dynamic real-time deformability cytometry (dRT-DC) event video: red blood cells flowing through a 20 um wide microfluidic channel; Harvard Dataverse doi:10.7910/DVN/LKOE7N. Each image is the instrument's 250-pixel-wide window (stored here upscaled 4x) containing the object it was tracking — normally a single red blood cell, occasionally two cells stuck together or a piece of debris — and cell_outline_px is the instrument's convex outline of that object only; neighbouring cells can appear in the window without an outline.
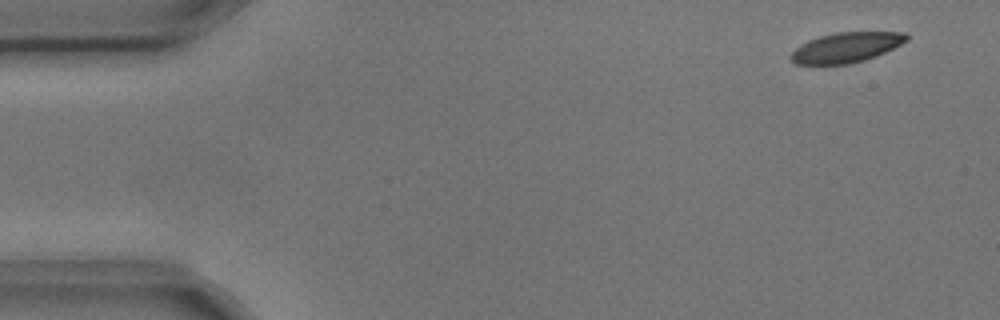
{"species": "common noctule bat (a hibernating species)", "species_latin": "Nyctalus noctula", "temperature_condition": "cold", "stored_images_in_passage": 4, "camera_frame_rate_fps": 3000, "um_per_image_px": 0.085, "animal": {"sex": "male", "body_mass_g": 17.9, "forearm_length_mm": 54.2}, "frame": {"image": 1, "passage_image": 1, "time_ms": 0.0, "image_size_px": [1000, 320], "cell_outline_px": [[908, 40], [876, 56], [864, 60], [848, 64], [796, 64], [792, 60], [792, 52], [796, 48], [808, 40], [820, 36], [836, 32], [908, 32]], "centroid_in_image_um": [71.95, 4.02], "position_along_channel_um": 13.0, "area_um2": 20.0}}
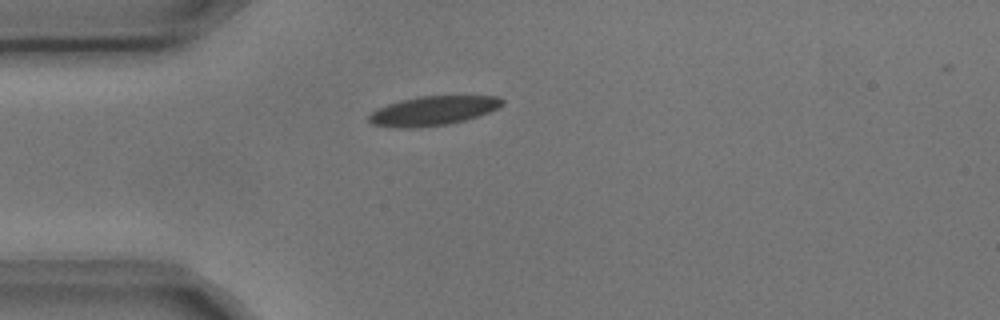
{"frame": {"image": 2, "passage_image": 4, "time_ms": 1.0, "image_size_px": [1000, 320], "cell_outline_px": [[504, 104], [488, 112], [464, 120], [448, 124], [416, 128], [396, 128], [372, 124], [368, 120], [368, 116], [376, 108], [400, 100], [420, 96], [500, 96], [504, 100]], "centroid_in_image_um": [36.77, 9.41], "position_along_channel_um": 48.2, "area_um2": 22.72}}